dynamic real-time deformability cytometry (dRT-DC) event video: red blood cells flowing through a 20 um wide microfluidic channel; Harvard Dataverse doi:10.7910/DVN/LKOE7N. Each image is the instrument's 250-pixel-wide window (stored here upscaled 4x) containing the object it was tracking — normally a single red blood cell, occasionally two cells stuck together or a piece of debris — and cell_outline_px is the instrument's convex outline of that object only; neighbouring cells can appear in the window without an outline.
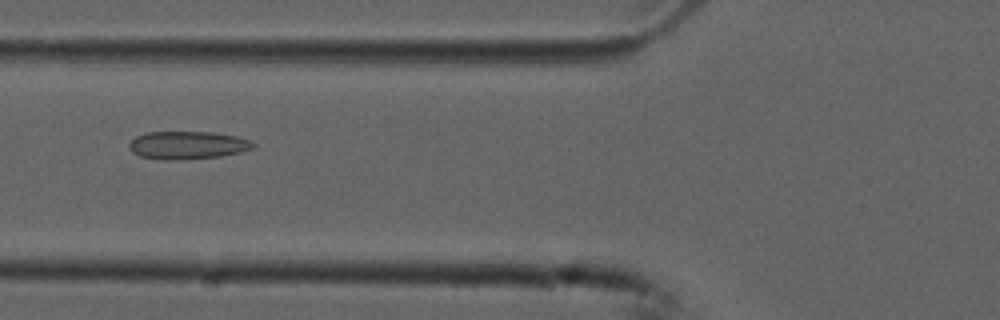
{"species": "common noctule bat (a hibernating species)", "species_latin": "Nyctalus noctula", "temperature_condition": "cold", "stored_images_in_passage": 6, "camera_frame_rate_fps": 3000, "um_per_image_px": 0.085, "animal": {"sex": "male", "forearm_length_mm": 52.5}, "frame": {"image": 1, "passage_image": 3, "time_ms": 0.667, "image_size_px": [1000, 320], "cell_outline_px": [[256, 148], [240, 152], [220, 156], [176, 160], [164, 160], [140, 156], [132, 152], [128, 144], [136, 136], [148, 132], [212, 132], [236, 136], [248, 140], [256, 144]], "centroid_in_image_um": [15.95, 12.34], "position_along_channel_um": 109.9, "area_um2": 20.11}}
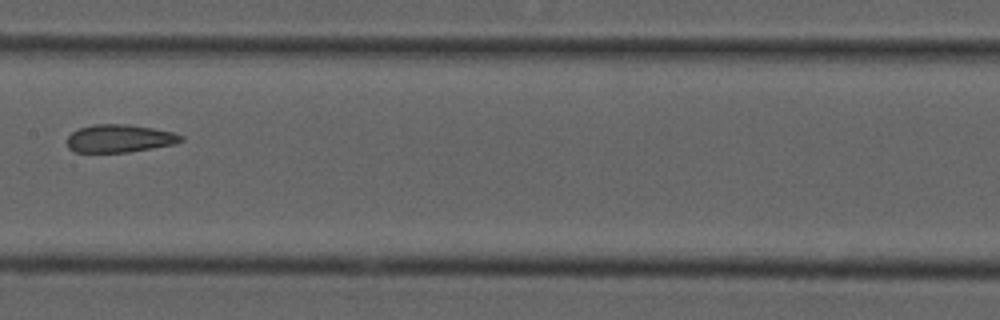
{"frame": {"image": 2, "passage_image": 5, "time_ms": 1.333, "image_size_px": [1000, 320], "cell_outline_px": [[184, 140], [176, 144], [128, 152], [76, 152], [68, 148], [68, 136], [72, 132], [80, 128], [92, 124], [128, 124], [152, 128], [172, 132], [184, 136]], "centroid_in_image_um": [10.18, 11.77], "position_along_channel_um": 197.2, "area_um2": 18.5}}
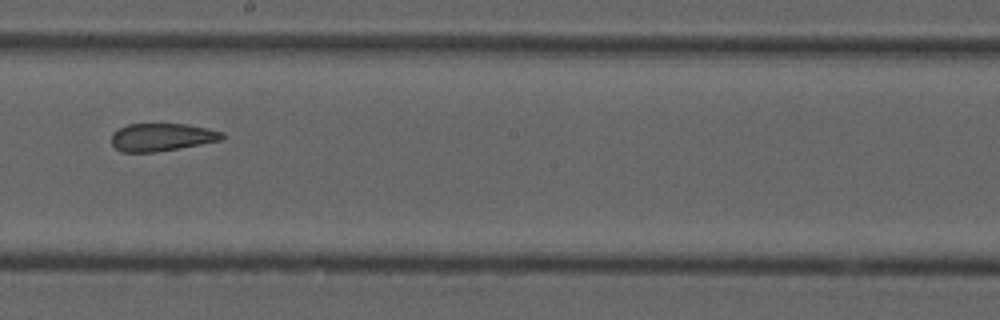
{"frame": {"image": 3, "passage_image": 6, "time_ms": 1.667, "image_size_px": [1000, 320], "cell_outline_px": [[224, 140], [180, 148], [156, 152], [120, 152], [112, 144], [112, 132], [128, 124], [188, 124], [208, 128], [224, 132]], "centroid_in_image_um": [13.79, 11.66], "position_along_channel_um": 234.4, "area_um2": 18.09}}